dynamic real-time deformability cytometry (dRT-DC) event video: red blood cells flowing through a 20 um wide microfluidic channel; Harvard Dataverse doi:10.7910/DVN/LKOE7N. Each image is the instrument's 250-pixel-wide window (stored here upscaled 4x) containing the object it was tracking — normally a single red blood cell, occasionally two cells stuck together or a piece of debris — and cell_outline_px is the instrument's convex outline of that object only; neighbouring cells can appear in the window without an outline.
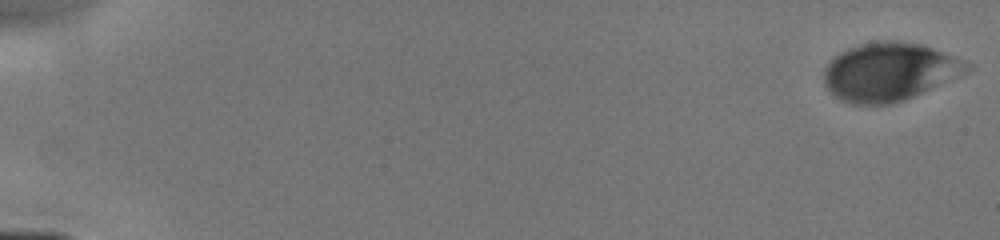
{"species": "human", "species_latin": "Homo sapiens", "temperature_condition": "cold", "stored_images_in_passage": 10, "camera_frame_rate_fps": 3000, "um_per_image_px": 0.085, "donor": {"sex": "male"}, "frame": {"image": 1, "passage_image": 1, "time_ms": 0.0, "image_size_px": [1000, 240], "cell_outline_px": [[972, 68], [964, 72], [904, 100], [892, 104], [852, 104], [840, 100], [824, 84], [824, 68], [840, 52], [848, 48], [860, 44], [880, 40], [896, 40], [920, 44], [956, 56], [972, 64]], "centroid_in_image_um": [75.57, 6.08], "position_along_channel_um": 9.4, "area_um2": 47.97}}
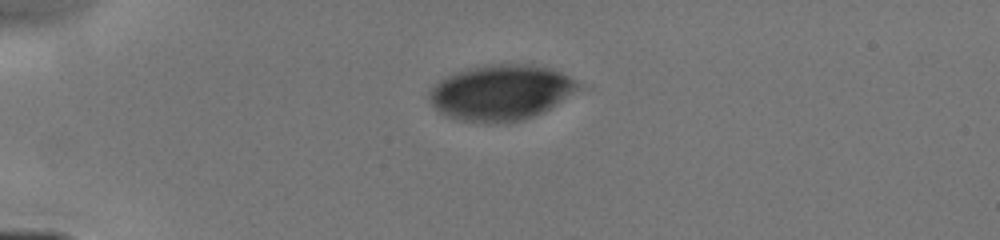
{"frame": {"image": 2, "passage_image": 7, "time_ms": 4.0, "image_size_px": [1000, 240], "cell_outline_px": [[580, 88], [544, 112], [524, 120], [492, 124], [488, 124], [460, 120], [444, 116], [428, 100], [428, 92], [440, 80], [456, 72], [468, 68], [488, 64], [528, 64], [548, 68], [560, 72], [568, 76], [580, 84]], "centroid_in_image_um": [42.54, 7.88], "position_along_channel_um": 42.5, "area_um2": 48.21}}